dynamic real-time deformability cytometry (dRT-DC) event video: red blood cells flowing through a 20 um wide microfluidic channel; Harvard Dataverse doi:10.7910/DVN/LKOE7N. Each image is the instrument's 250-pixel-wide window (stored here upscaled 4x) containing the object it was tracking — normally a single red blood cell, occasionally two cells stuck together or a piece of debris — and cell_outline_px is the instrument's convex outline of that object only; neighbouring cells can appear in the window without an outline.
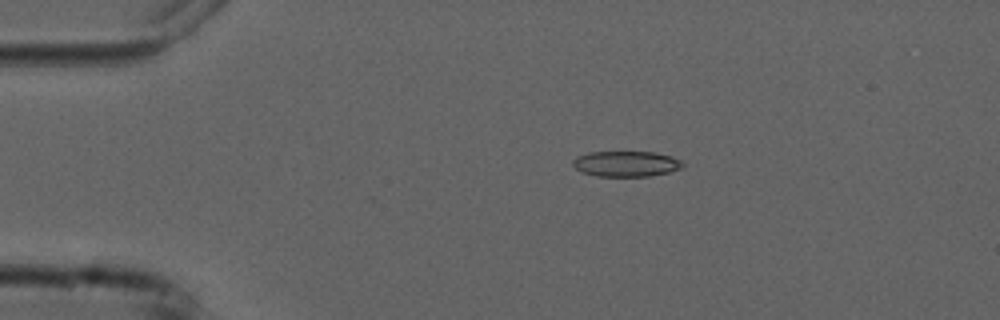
{"species": "common noctule bat (a hibernating species)", "species_latin": "Nyctalus noctula", "temperature_condition": "cold", "stored_images_in_passage": 8, "camera_frame_rate_fps": 3000, "um_per_image_px": 0.085, "animal": {"sex": "male", "forearm_length_mm": 52.5}, "frame": {"image": 1, "passage_image": 3, "time_ms": 2.333, "image_size_px": [1000, 320], "cell_outline_px": [[684, 164], [680, 168], [668, 172], [648, 176], [596, 176], [584, 172], [576, 168], [572, 164], [572, 160], [576, 156], [588, 152], [656, 152], [672, 156], [680, 160]], "centroid_in_image_um": [53.2, 13.91], "position_along_channel_um": 31.8, "area_um2": 16.3}}
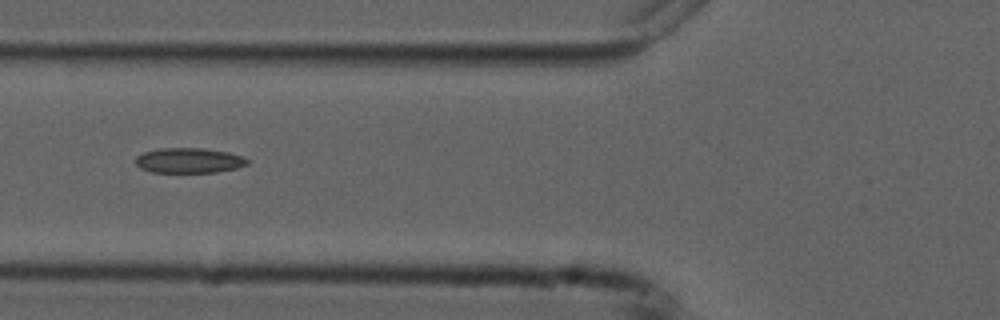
{"frame": {"image": 2, "passage_image": 6, "time_ms": 5.667, "image_size_px": [1000, 320], "cell_outline_px": [[248, 164], [236, 168], [216, 172], [152, 172], [140, 168], [136, 164], [136, 156], [144, 152], [160, 148], [200, 148], [228, 152], [244, 156], [248, 160]], "centroid_in_image_um": [16.06, 13.64], "position_along_channel_um": 109.7, "area_um2": 16.3}}
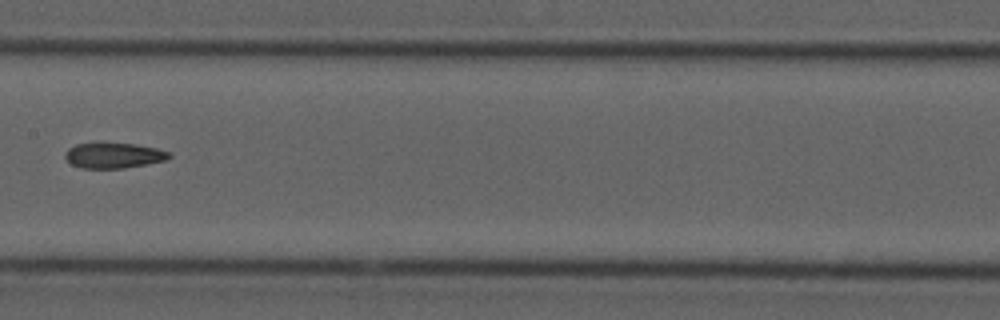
{"frame": {"image": 3, "passage_image": 8, "time_ms": 8.0, "image_size_px": [1000, 320], "cell_outline_px": [[172, 156], [164, 160], [124, 168], [80, 168], [72, 164], [64, 156], [64, 152], [68, 148], [76, 144], [136, 144], [156, 148], [168, 152]], "centroid_in_image_um": [9.63, 13.22], "position_along_channel_um": 197.8, "area_um2": 15.03}}